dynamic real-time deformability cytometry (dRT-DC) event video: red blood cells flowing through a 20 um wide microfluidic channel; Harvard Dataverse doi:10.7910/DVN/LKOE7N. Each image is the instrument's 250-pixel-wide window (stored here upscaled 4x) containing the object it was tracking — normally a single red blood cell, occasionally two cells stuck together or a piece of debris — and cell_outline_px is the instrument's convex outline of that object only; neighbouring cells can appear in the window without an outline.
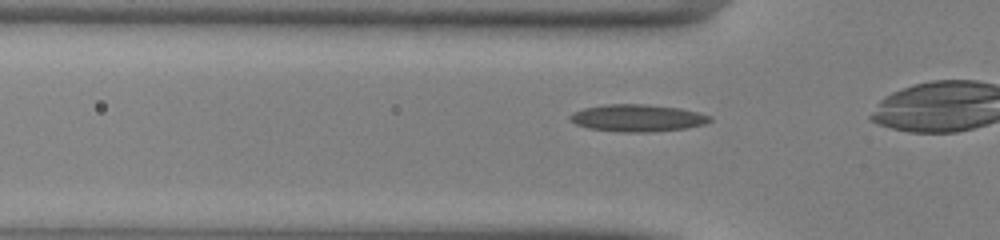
{"species": "common noctule bat (a hibernating species)", "species_latin": "Nyctalus noctula", "temperature_condition": "warm", "stored_images_in_passage": 27, "camera_frame_rate_fps": 3000, "um_per_image_px": 0.085, "animal": {"sex": "male", "body_mass_g": 13.0, "forearm_length_mm": 53.1}, "frame": {"image": 1, "passage_image": 4, "time_ms": 1.0, "image_size_px": [1000, 240], "cell_outline_px": [[712, 120], [704, 124], [688, 128], [652, 132], [624, 132], [588, 128], [576, 124], [568, 120], [568, 116], [572, 112], [584, 108], [608, 104], [644, 104], [680, 108], [700, 112], [712, 116]], "centroid_in_image_um": [54.2, 10.03], "position_along_channel_um": 71.6, "area_um2": 22.31}}
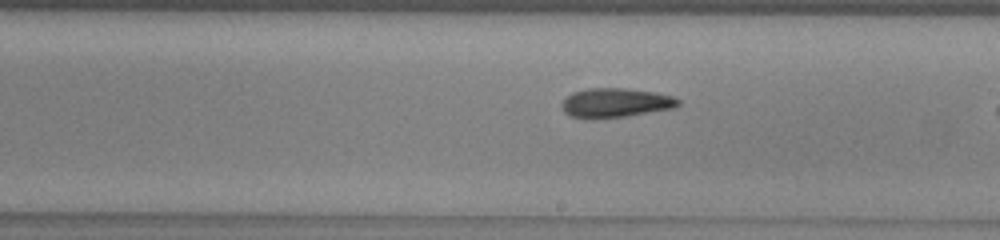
{"frame": {"image": 2, "passage_image": 16, "time_ms": 5.0, "image_size_px": [1000, 240], "cell_outline_px": [[680, 104], [676, 108], [628, 116], [568, 116], [564, 112], [560, 104], [572, 92], [588, 88], [624, 88], [656, 92], [672, 96], [680, 100]], "centroid_in_image_um": [52.38, 8.7], "position_along_channel_um": 236.6, "area_um2": 19.48}}
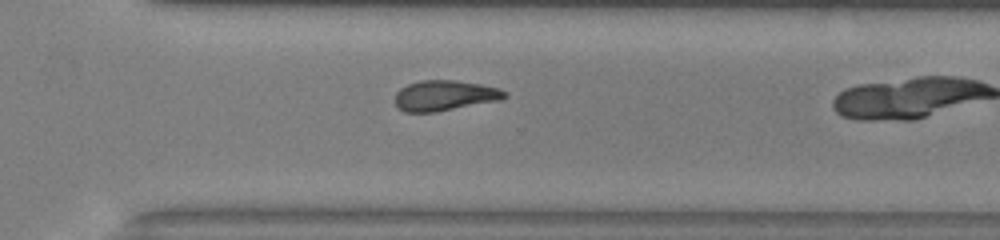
{"frame": {"image": 3, "passage_image": 23, "time_ms": 7.333, "image_size_px": [1000, 240], "cell_outline_px": [[508, 96], [500, 100], [436, 112], [404, 112], [396, 104], [396, 92], [400, 88], [408, 84], [420, 80], [456, 80], [480, 84], [496, 88], [508, 92]], "centroid_in_image_um": [37.8, 8.12], "position_along_channel_um": 332.8, "area_um2": 19.36}}